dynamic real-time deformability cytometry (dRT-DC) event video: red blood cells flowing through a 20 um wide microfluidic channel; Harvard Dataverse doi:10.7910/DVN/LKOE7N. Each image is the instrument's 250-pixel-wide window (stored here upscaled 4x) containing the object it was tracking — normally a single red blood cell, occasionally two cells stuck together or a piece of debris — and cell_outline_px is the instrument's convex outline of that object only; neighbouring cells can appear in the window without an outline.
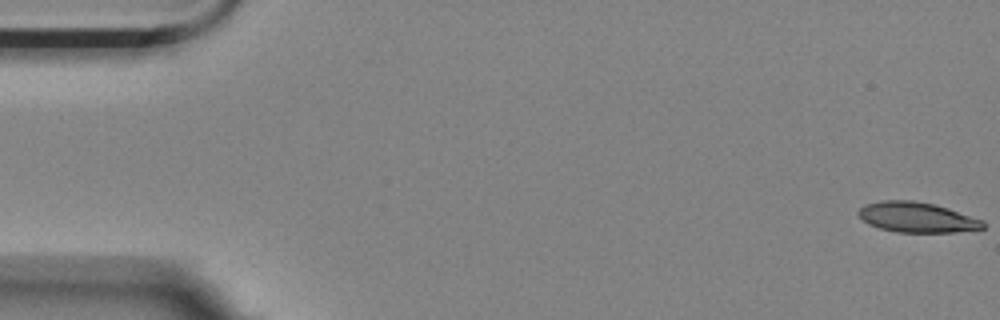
{"species": "Egyptian fruit bat (a non-hibernating species)", "species_latin": "Rousettus aegyptiacus", "temperature_condition": "room temperature", "stored_images_in_passage": 7, "camera_frame_rate_fps": 3000, "um_per_image_px": 0.085, "animal": {"sex": "female"}, "frame": {"image": 1, "passage_image": 1, "time_ms": 0.0, "image_size_px": [1000, 320], "cell_outline_px": [[984, 228], [980, 232], [896, 232], [880, 228], [868, 224], [856, 212], [864, 204], [884, 200], [912, 200], [936, 204], [984, 220]], "centroid_in_image_um": [78.01, 18.48], "position_along_channel_um": 7.0, "area_um2": 22.31}}
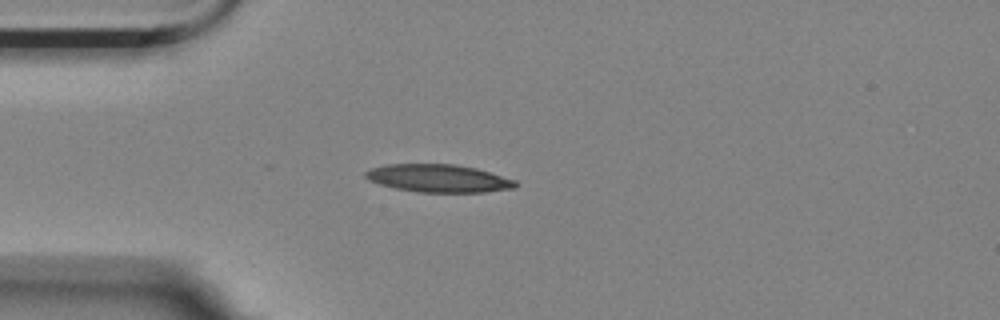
{"frame": {"image": 2, "passage_image": 5, "time_ms": 1.333, "image_size_px": [1000, 320], "cell_outline_px": [[516, 188], [484, 192], [420, 192], [396, 188], [380, 184], [368, 180], [364, 176], [364, 172], [372, 168], [388, 164], [456, 164], [476, 168], [516, 180]], "centroid_in_image_um": [37.27, 15.15], "position_along_channel_um": 47.7, "area_um2": 24.22}}
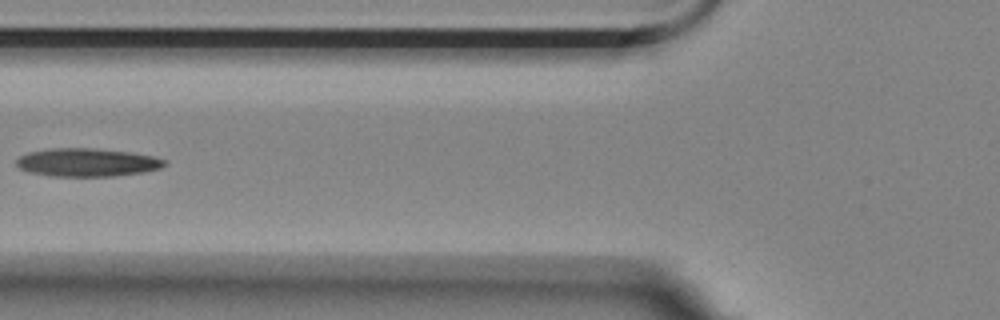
{"frame": {"image": 3, "passage_image": 7, "time_ms": 2.0, "image_size_px": [1000, 320], "cell_outline_px": [[168, 164], [160, 168], [140, 172], [112, 176], [52, 176], [28, 172], [20, 168], [16, 164], [16, 160], [20, 156], [28, 152], [48, 148], [96, 148], [132, 152], [152, 156], [168, 160]], "centroid_in_image_um": [7.4, 13.79], "position_along_channel_um": 118.4, "area_um2": 24.45}}